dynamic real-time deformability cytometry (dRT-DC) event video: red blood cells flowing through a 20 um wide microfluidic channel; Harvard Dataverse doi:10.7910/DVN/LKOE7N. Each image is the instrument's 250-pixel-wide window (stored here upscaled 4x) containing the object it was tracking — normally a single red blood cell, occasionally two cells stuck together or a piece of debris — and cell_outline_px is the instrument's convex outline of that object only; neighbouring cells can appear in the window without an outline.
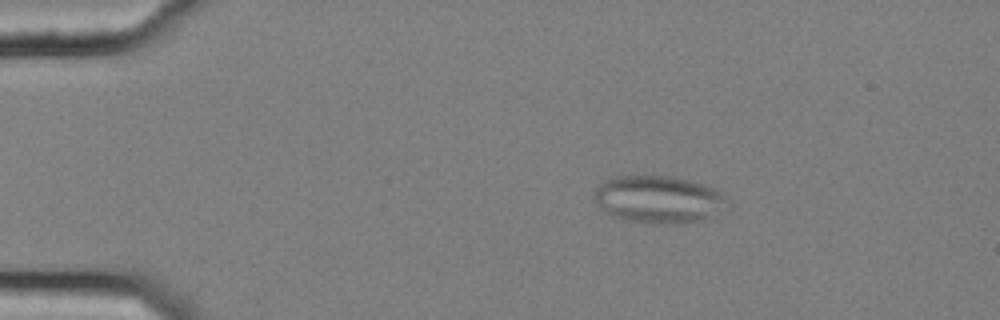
{"species": "common noctule bat (a hibernating species)", "species_latin": "Nyctalus noctula", "temperature_condition": "cold", "stored_images_in_passage": 56, "camera_frame_rate_fps": 3000, "um_per_image_px": 0.085, "animal": {"sex": "female", "body_mass_g": 25.1}, "frame": {"image": 1, "passage_image": 10, "time_ms": 3.0, "image_size_px": [1000, 320], "cell_outline_px": [[728, 200], [704, 220], [688, 224], [648, 224], [628, 220], [612, 216], [596, 200], [596, 188], [604, 180], [616, 176], [676, 176], [704, 184], [724, 192]], "centroid_in_image_um": [56.0, 16.94], "position_along_channel_um": 29.0, "area_um2": 36.53}}
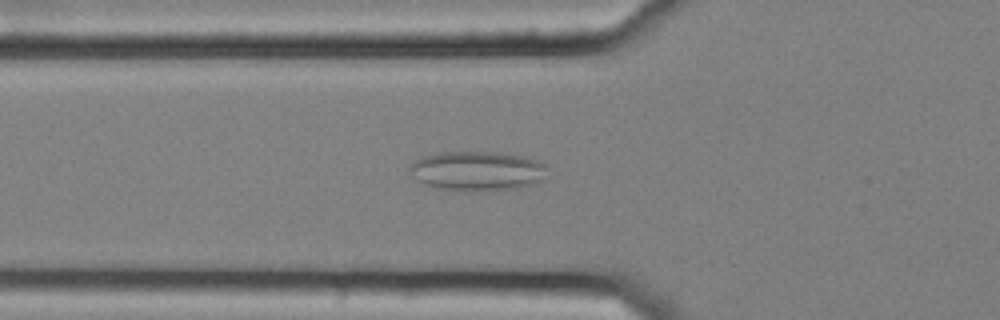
{"frame": {"image": 2, "passage_image": 20, "time_ms": 6.333, "image_size_px": [1000, 320], "cell_outline_px": [[544, 180], [532, 184], [516, 188], [480, 192], [468, 192], [440, 188], [424, 184], [416, 180], [412, 176], [408, 168], [416, 160], [424, 156], [444, 152], [500, 152], [524, 156], [536, 160], [544, 164]], "centroid_in_image_um": [40.55, 14.54], "position_along_channel_um": 85.3, "area_um2": 31.79}}
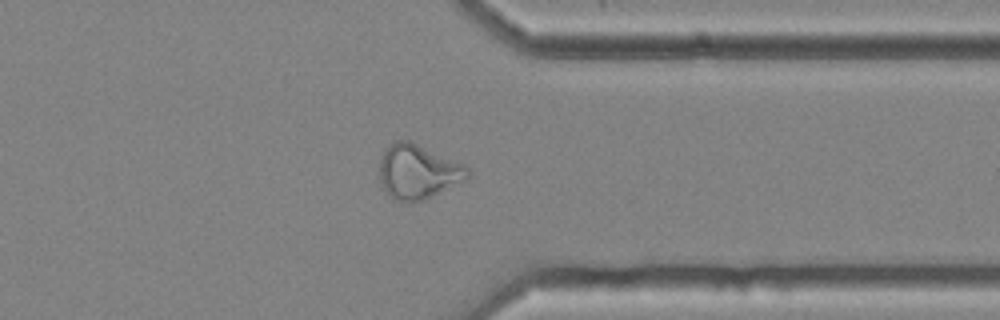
{"frame": {"image": 3, "passage_image": 44, "time_ms": 14.333, "image_size_px": [1000, 320], "cell_outline_px": [[468, 176], [464, 180], [424, 200], [396, 200], [384, 188], [380, 180], [380, 160], [384, 152], [396, 140], [408, 140], [464, 164], [468, 168]], "centroid_in_image_um": [35.53, 14.58], "position_along_channel_um": 375.9, "area_um2": 27.05}, "authors_computed_cell_mechanics": {"area_um2": 29.2757, "velocity_mm_per_s": 3.6513, "shape_relaxation_time_tau1_ms": null, "shape_relaxation_time_tau2_ms": 1.6777, "deformation_change_tau1": null, "deformation_change_tau2": 0.0954}}